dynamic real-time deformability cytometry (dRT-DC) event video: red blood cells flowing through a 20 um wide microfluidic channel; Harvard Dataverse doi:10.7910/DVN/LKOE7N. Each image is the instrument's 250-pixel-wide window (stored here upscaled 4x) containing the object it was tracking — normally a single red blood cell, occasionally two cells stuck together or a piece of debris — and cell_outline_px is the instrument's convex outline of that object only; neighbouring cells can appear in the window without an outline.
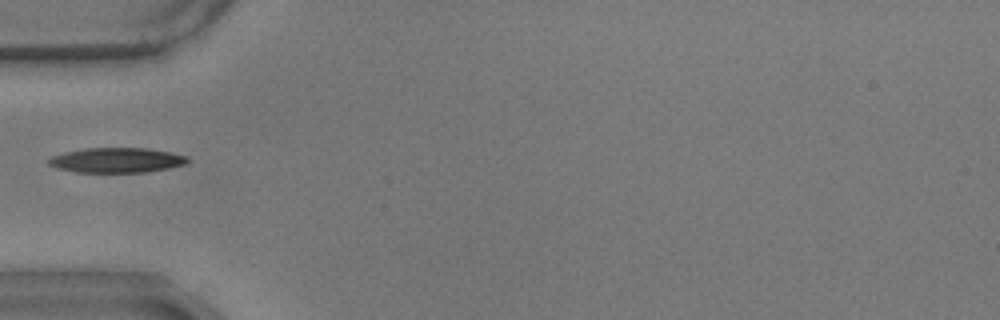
{"species": "common noctule bat (a hibernating species)", "species_latin": "Nyctalus noctula", "temperature_condition": "warm", "stored_images_in_passage": 23, "camera_frame_rate_fps": 3000, "um_per_image_px": 0.085, "animal": {"sex": "male", "body_mass_g": 17.9}, "frame": {"image": 1, "passage_image": 1, "time_ms": 0.0, "image_size_px": [1000, 320], "cell_outline_px": [[188, 160], [184, 164], [168, 168], [144, 172], [76, 172], [56, 168], [48, 164], [48, 160], [52, 156], [64, 152], [84, 148], [148, 148], [188, 156]], "centroid_in_image_um": [9.87, 13.61], "position_along_channel_um": 75.1, "area_um2": 20.06}}
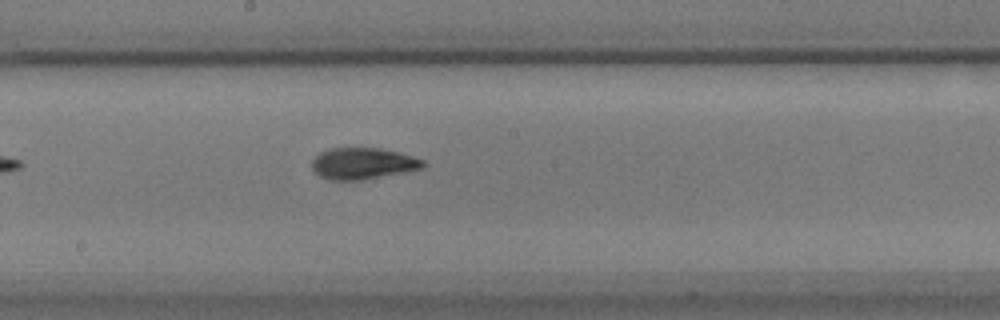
{"frame": {"image": 2, "passage_image": 13, "time_ms": 4.0, "image_size_px": [1000, 320], "cell_outline_px": [[428, 164], [424, 168], [360, 180], [332, 180], [320, 176], [312, 168], [312, 160], [320, 152], [328, 148], [380, 148], [400, 152], [424, 160]], "centroid_in_image_um": [30.87, 13.88], "position_along_channel_um": 217.3, "area_um2": 20.35}}
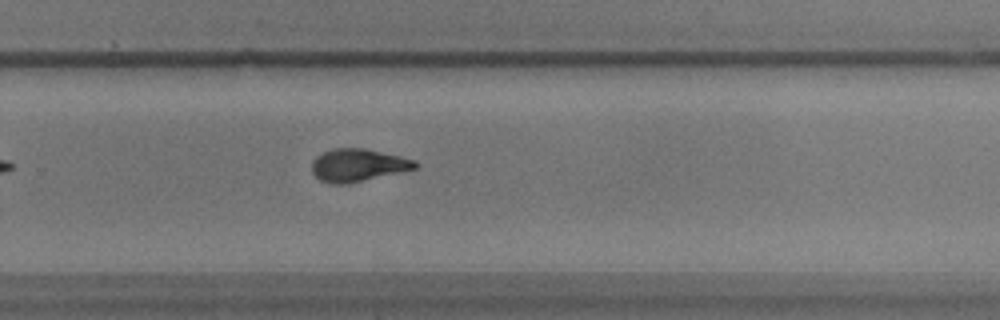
{"frame": {"image": 3, "passage_image": 20, "time_ms": 6.333, "image_size_px": [1000, 320], "cell_outline_px": [[420, 164], [416, 168], [344, 184], [332, 184], [320, 180], [312, 172], [312, 160], [316, 156], [332, 148], [364, 148], [400, 156], [416, 160]], "centroid_in_image_um": [30.4, 14.02], "position_along_channel_um": 299.4, "area_um2": 19.42}}